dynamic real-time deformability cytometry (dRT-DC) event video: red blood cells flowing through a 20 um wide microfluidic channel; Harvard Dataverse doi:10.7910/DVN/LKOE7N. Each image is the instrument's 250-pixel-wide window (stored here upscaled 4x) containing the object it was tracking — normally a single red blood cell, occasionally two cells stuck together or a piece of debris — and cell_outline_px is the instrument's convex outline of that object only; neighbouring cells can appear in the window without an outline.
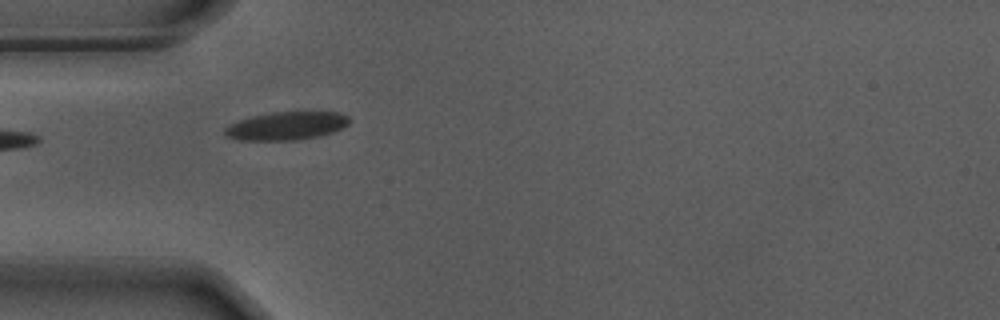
{"species": "Egyptian fruit bat (a non-hibernating species)", "species_latin": "Rousettus aegyptiacus", "temperature_condition": "warm", "stored_images_in_passage": 18, "camera_frame_rate_fps": 3000, "um_per_image_px": 0.085, "animal": {"sex": "male"}, "frame": {"image": 1, "passage_image": 1, "time_ms": 0.0, "image_size_px": [1000, 320], "cell_outline_px": [[352, 120], [344, 128], [332, 132], [316, 136], [292, 140], [240, 140], [224, 136], [224, 128], [240, 120], [252, 116], [272, 112], [340, 112], [348, 116]], "centroid_in_image_um": [24.37, 10.69], "position_along_channel_um": 60.6, "area_um2": 20.35}}
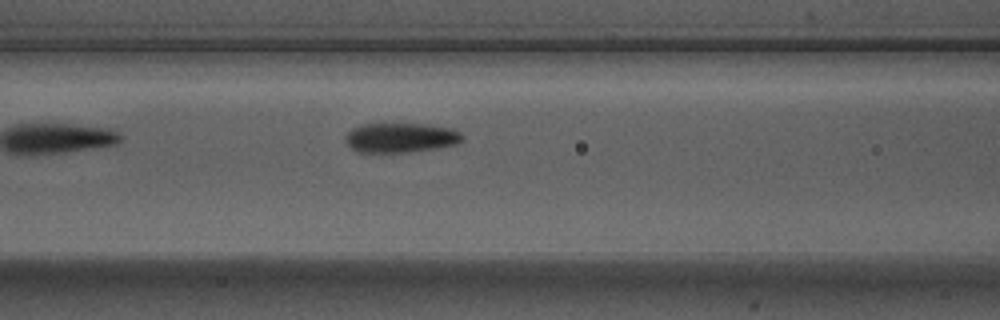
{"frame": {"image": 2, "passage_image": 7, "time_ms": 2.0, "image_size_px": [1000, 320], "cell_outline_px": [[464, 136], [456, 144], [408, 152], [360, 152], [352, 148], [344, 140], [344, 136], [352, 128], [360, 124], [428, 124], [452, 128], [460, 132]], "centroid_in_image_um": [34.03, 11.69], "position_along_channel_um": 132.6, "area_um2": 20.06}}
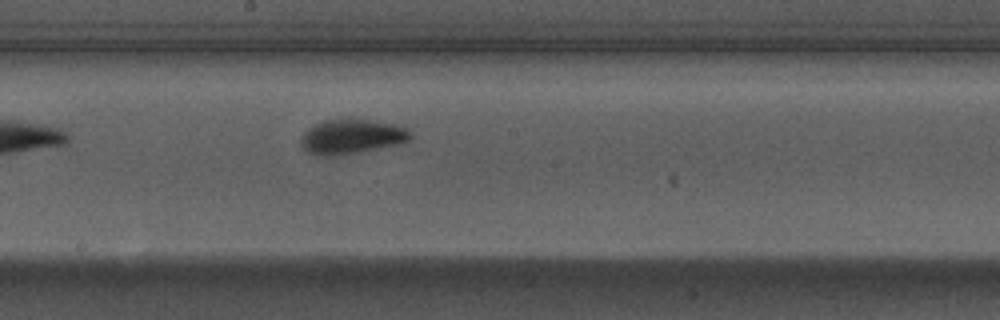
{"frame": {"image": 3, "passage_image": 14, "time_ms": 4.333, "image_size_px": [1000, 320], "cell_outline_px": [[412, 136], [408, 140], [400, 144], [336, 156], [316, 156], [308, 152], [300, 144], [300, 136], [304, 132], [316, 124], [324, 120], [348, 116], [396, 124], [404, 128]], "centroid_in_image_um": [29.85, 11.58], "position_along_channel_um": 218.4, "area_um2": 22.54}}